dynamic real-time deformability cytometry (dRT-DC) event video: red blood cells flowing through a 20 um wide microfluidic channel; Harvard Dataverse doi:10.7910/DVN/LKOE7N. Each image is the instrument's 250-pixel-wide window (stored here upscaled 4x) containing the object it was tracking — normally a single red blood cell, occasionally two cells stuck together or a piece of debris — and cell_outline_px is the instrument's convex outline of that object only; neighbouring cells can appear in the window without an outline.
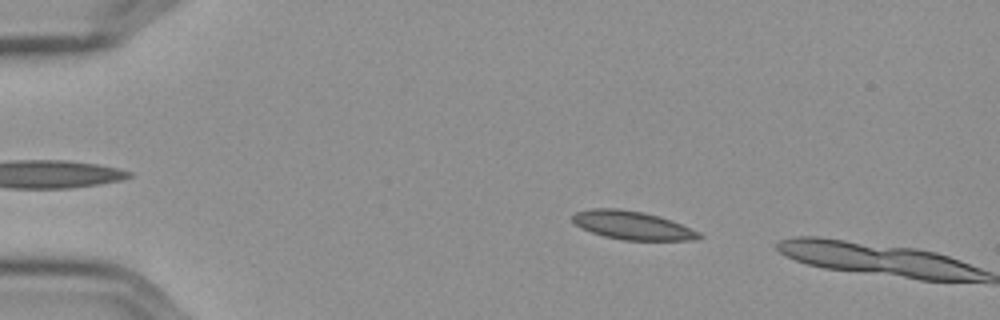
{"species": "Egyptian fruit bat (a non-hibernating species)", "species_latin": "Rousettus aegyptiacus", "temperature_condition": "cold", "stored_images_in_passage": 11, "camera_frame_rate_fps": 3000, "um_per_image_px": 0.085, "frame": {"image": 1, "passage_image": 10, "time_ms": 3.0, "image_size_px": [1000, 320], "cell_outline_px": [[704, 236], [692, 240], [624, 240], [604, 236], [580, 228], [572, 220], [572, 216], [576, 212], [592, 208], [620, 208], [660, 216], [700, 232]], "centroid_in_image_um": [53.73, 19.15], "position_along_channel_um": 31.3, "area_um2": 20.81}}